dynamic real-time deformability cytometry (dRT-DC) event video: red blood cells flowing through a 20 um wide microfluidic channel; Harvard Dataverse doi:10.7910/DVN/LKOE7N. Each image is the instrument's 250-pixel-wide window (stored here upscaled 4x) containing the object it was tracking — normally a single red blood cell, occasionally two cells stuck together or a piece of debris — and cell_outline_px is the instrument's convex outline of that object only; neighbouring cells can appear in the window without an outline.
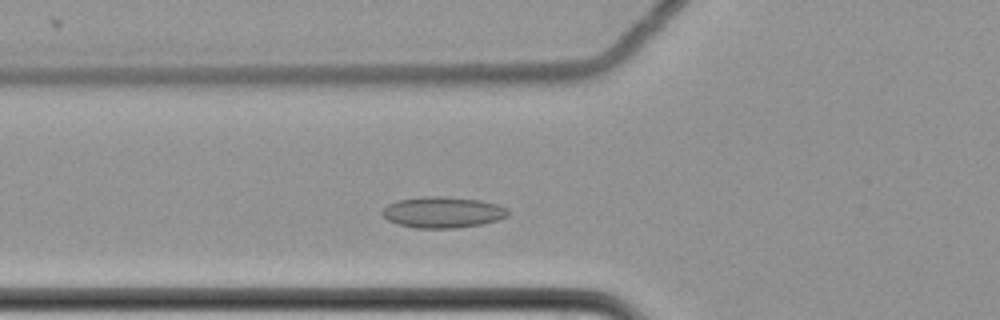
{"species": "common noctule bat (a hibernating species)", "species_latin": "Nyctalus noctula", "temperature_condition": "cold", "stored_images_in_passage": 43, "camera_frame_rate_fps": 3000, "um_per_image_px": 0.085, "animal": {"sex": "female", "body_mass_g": 22.7, "forearm_length_mm": 54.2}, "frame": {"image": 1, "passage_image": 12, "time_ms": 3.667, "image_size_px": [1000, 320], "cell_outline_px": [[508, 216], [496, 220], [480, 224], [456, 228], [416, 228], [396, 224], [388, 220], [380, 212], [388, 204], [396, 200], [424, 196], [440, 196], [480, 200], [496, 204], [508, 208]], "centroid_in_image_um": [37.6, 18.04], "position_along_channel_um": 88.2, "area_um2": 22.77}}
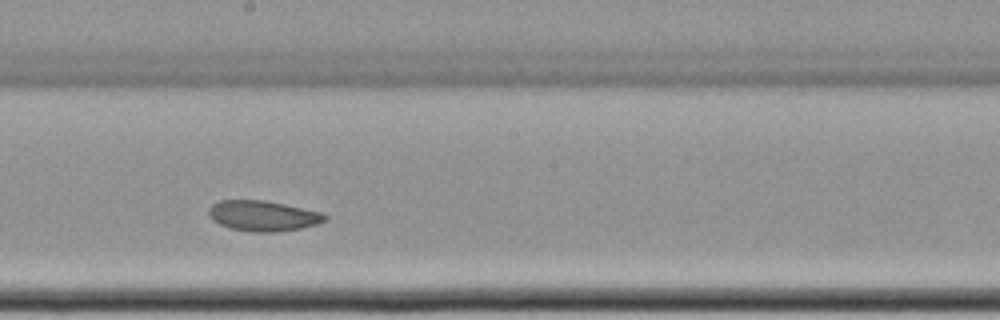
{"frame": {"image": 2, "passage_image": 24, "time_ms": 7.667, "image_size_px": [1000, 320], "cell_outline_px": [[328, 220], [316, 224], [300, 228], [280, 232], [252, 232], [228, 228], [212, 220], [208, 212], [208, 208], [212, 204], [220, 200], [264, 200], [324, 212], [328, 216]], "centroid_in_image_um": [22.37, 18.35], "position_along_channel_um": 225.8, "area_um2": 20.87}}
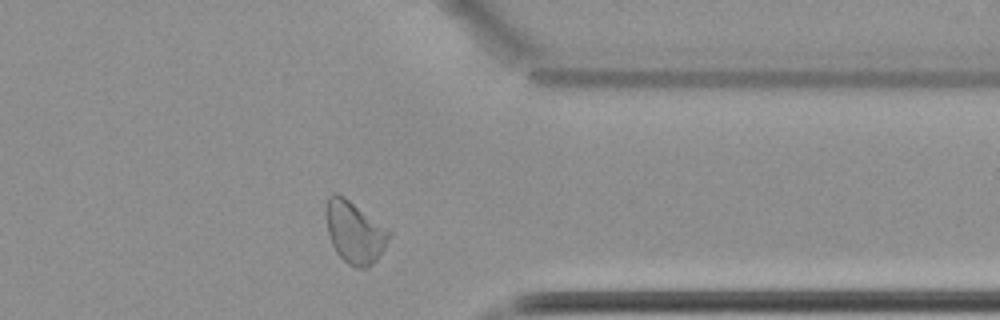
{"frame": {"image": 3, "passage_image": 38, "time_ms": 12.333, "image_size_px": [1000, 320], "cell_outline_px": [[392, 232], [384, 248], [376, 260], [368, 268], [356, 268], [348, 264], [336, 252], [332, 244], [328, 232], [324, 208], [328, 196], [332, 192], [336, 192], [344, 196]], "centroid_in_image_um": [30.11, 19.72], "position_along_channel_um": 381.3, "area_um2": 22.77}, "authors_computed_cell_mechanics": {"area_um2": 21.2704, "velocity_mm_per_s": 3.4512, "shape_relaxation_time_tau1_ms": null, "shape_relaxation_time_tau2_ms": 5.1732, "deformation_change_tau1": null, "deformation_change_tau2": 0.0929}}